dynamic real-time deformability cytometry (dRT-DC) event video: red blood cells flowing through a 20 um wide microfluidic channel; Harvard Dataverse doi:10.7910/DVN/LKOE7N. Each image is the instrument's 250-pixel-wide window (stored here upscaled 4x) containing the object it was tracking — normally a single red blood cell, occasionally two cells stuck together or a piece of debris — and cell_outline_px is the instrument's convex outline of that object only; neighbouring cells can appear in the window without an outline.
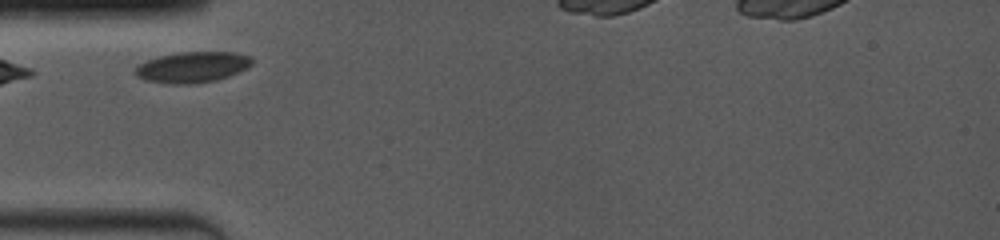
{"species": "common noctule bat (a hibernating species)", "species_latin": "Nyctalus noctula", "temperature_condition": "room temperature", "stored_images_in_passage": 4, "camera_frame_rate_fps": 4000, "um_per_image_px": 0.085, "animal": {"sex": "female", "body_mass_g": 19.0, "forearm_length_mm": 53.3}, "frame": {"image": 1, "passage_image": 1, "time_ms": 0.0, "image_size_px": [1000, 240], "cell_outline_px": [[252, 64], [248, 68], [228, 76], [216, 80], [196, 84], [164, 84], [148, 80], [136, 76], [136, 64], [160, 56], [184, 52], [232, 52], [252, 56]], "centroid_in_image_um": [16.37, 5.71], "position_along_channel_um": 68.6, "area_um2": 20.98}}
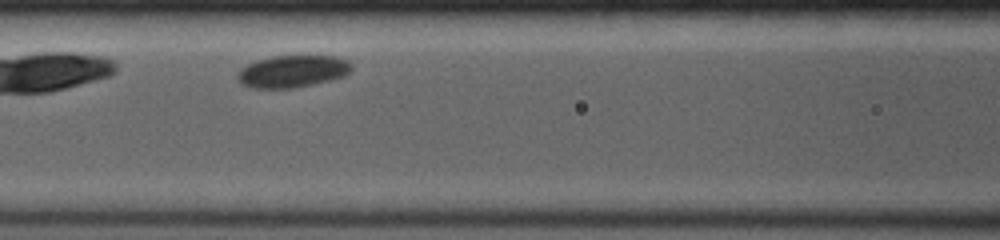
{"frame": {"image": 2, "passage_image": 3, "time_ms": 2.0, "image_size_px": [1000, 240], "cell_outline_px": [[352, 68], [344, 76], [332, 80], [296, 88], [252, 88], [240, 84], [236, 76], [248, 64], [256, 60], [272, 56], [332, 56], [348, 60], [352, 64]], "centroid_in_image_um": [24.88, 6.07], "position_along_channel_um": 141.7, "area_um2": 21.39}}
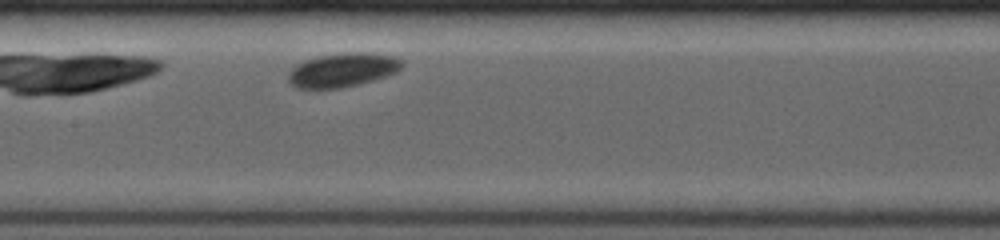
{"frame": {"image": 3, "passage_image": 4, "time_ms": 3.0, "image_size_px": [1000, 240], "cell_outline_px": [[404, 64], [396, 72], [388, 76], [340, 88], [296, 88], [288, 80], [288, 72], [296, 64], [320, 56], [348, 52], [364, 52], [392, 56], [400, 60]], "centroid_in_image_um": [29.11, 5.95], "position_along_channel_um": 178.3, "area_um2": 22.14}}